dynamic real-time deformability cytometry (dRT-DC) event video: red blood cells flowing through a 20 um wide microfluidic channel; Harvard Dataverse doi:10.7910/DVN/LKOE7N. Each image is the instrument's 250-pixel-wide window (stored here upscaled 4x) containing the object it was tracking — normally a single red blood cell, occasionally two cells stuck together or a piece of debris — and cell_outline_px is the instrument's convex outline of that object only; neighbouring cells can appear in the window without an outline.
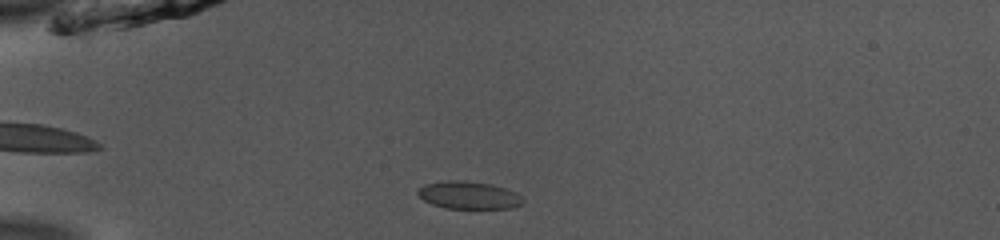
{"species": "common noctule bat (a hibernating species)", "species_latin": "Nyctalus noctula", "temperature_condition": "room temperature", "stored_images_in_passage": 40, "camera_frame_rate_fps": 3000, "um_per_image_px": 0.085, "animal": {"sex": "male", "body_mass_g": 13.0, "forearm_length_mm": 53.1}, "frame": {"image": 1, "passage_image": 6, "time_ms": 1.667, "image_size_px": [1000, 240], "cell_outline_px": [[524, 204], [512, 208], [444, 208], [432, 204], [424, 200], [416, 192], [424, 184], [448, 180], [464, 180], [492, 184], [516, 192], [524, 200]], "centroid_in_image_um": [39.86, 16.59], "position_along_channel_um": 45.1, "area_um2": 16.94}}
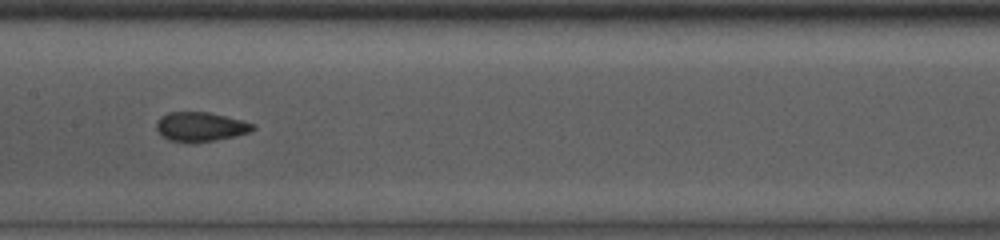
{"frame": {"image": 2, "passage_image": 19, "time_ms": 6.0, "image_size_px": [1000, 240], "cell_outline_px": [[256, 128], [252, 132], [236, 136], [188, 144], [168, 140], [156, 128], [156, 124], [160, 116], [168, 112], [208, 112], [256, 124]], "centroid_in_image_um": [17.05, 10.78], "position_along_channel_um": 190.3, "area_um2": 16.59}}
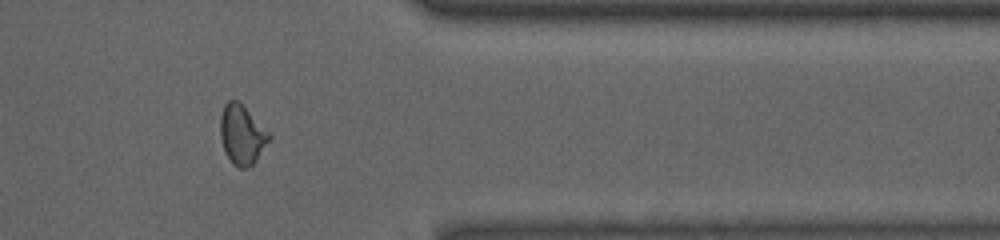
{"frame": {"image": 3, "passage_image": 35, "time_ms": 11.333, "image_size_px": [1000, 240], "cell_outline_px": [[272, 136], [256, 160], [252, 164], [244, 168], [240, 168], [232, 164], [224, 152], [220, 136], [220, 116], [224, 104], [228, 100], [236, 100]], "centroid_in_image_um": [20.52, 11.47], "position_along_channel_um": 390.9, "area_um2": 16.53}}